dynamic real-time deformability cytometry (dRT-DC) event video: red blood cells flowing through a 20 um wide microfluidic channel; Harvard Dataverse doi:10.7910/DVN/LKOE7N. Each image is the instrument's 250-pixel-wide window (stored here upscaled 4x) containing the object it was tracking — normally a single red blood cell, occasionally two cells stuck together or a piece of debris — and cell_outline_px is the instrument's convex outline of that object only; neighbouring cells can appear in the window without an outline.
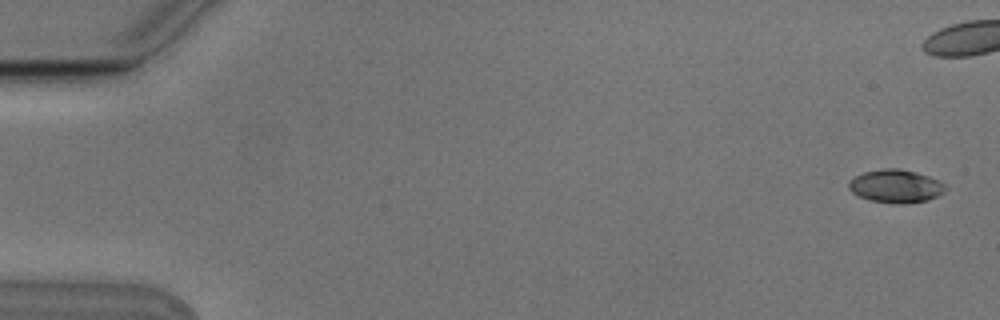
{"species": "Egyptian fruit bat (a non-hibernating species)", "species_latin": "Rousettus aegyptiacus", "temperature_condition": "cold", "stored_images_in_passage": 6, "camera_frame_rate_fps": 3000, "um_per_image_px": 0.085, "animal": {"sex": "male"}, "frame": {"image": 1, "passage_image": 1, "time_ms": 0.0, "image_size_px": [1000, 320], "cell_outline_px": [[948, 188], [944, 192], [928, 200], [904, 204], [900, 204], [868, 200], [852, 192], [848, 188], [848, 180], [864, 172], [880, 168], [900, 168], [916, 172], [940, 180], [948, 184]], "centroid_in_image_um": [76.17, 15.81], "position_along_channel_um": 8.8, "area_um2": 18.96}}